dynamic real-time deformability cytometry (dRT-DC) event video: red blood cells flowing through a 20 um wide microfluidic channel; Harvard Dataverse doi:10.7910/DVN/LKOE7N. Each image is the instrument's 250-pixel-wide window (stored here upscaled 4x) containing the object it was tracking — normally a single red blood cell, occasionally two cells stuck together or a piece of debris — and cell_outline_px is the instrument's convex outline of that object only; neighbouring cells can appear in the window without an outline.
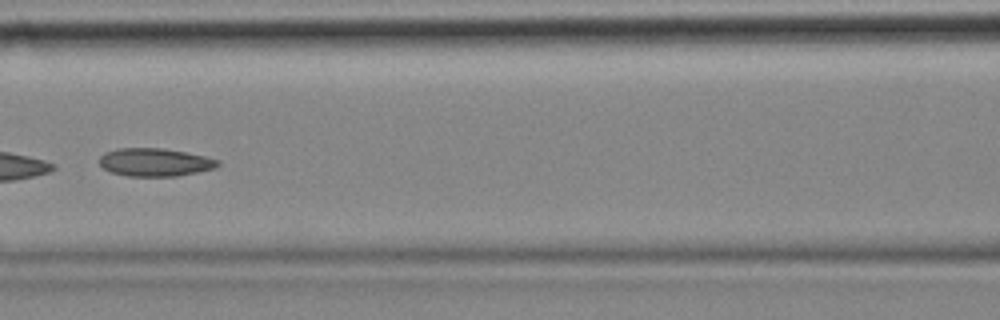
{"species": "common noctule bat (a hibernating species)", "species_latin": "Nyctalus noctula", "temperature_condition": "cold", "stored_images_in_passage": 7, "camera_frame_rate_fps": 3000, "um_per_image_px": 0.085, "animal": {"sex": "female", "body_mass_g": 18.4}, "frame": {"image": 1, "passage_image": 7, "time_ms": 2.0, "image_size_px": [1000, 320], "cell_outline_px": [[220, 164], [216, 168], [176, 176], [128, 176], [112, 172], [104, 168], [100, 164], [100, 156], [104, 152], [116, 148], [164, 148], [204, 156], [220, 160]], "centroid_in_image_um": [13.17, 13.78], "position_along_channel_um": 153.4, "area_um2": 19.31}}